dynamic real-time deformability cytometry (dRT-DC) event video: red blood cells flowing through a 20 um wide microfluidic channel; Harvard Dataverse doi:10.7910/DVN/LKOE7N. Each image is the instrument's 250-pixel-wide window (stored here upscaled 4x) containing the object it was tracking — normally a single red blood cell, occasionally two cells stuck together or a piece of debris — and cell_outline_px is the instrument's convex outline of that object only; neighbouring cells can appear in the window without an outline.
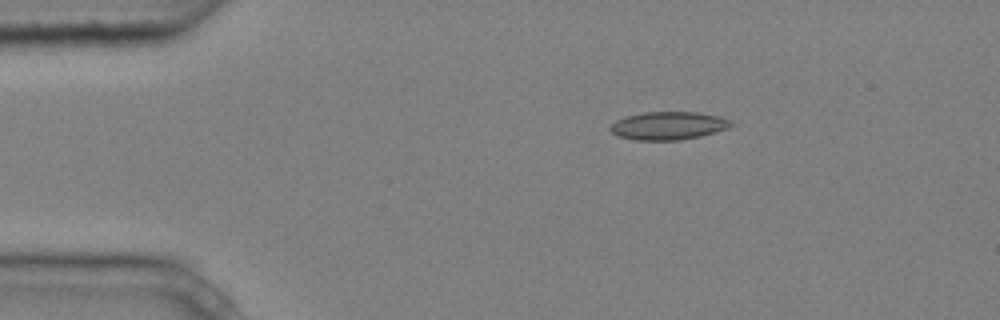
{"species": "common noctule bat (a hibernating species)", "species_latin": "Nyctalus noctula", "temperature_condition": "cold", "stored_images_in_passage": 5, "camera_frame_rate_fps": 3000, "um_per_image_px": 0.085, "animal": {"sex": "male", "body_mass_g": 20.4}, "frame": {"image": 1, "passage_image": 2, "time_ms": 0.333, "image_size_px": [1000, 320], "cell_outline_px": [[736, 124], [728, 128], [700, 136], [680, 140], [636, 140], [616, 136], [608, 128], [616, 120], [628, 116], [644, 112], [696, 112], [720, 116], [732, 120]], "centroid_in_image_um": [56.83, 10.68], "position_along_channel_um": 28.2, "area_um2": 19.83}}
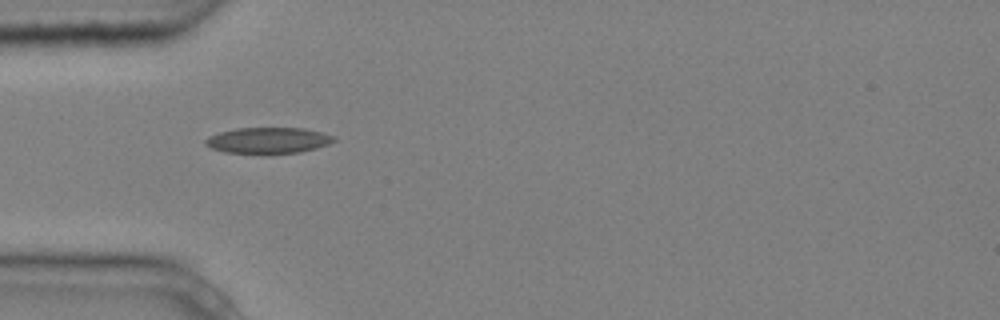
{"frame": {"image": 2, "passage_image": 4, "time_ms": 1.0, "image_size_px": [1000, 320], "cell_outline_px": [[336, 140], [328, 144], [316, 148], [300, 152], [224, 152], [212, 148], [204, 144], [204, 140], [208, 136], [220, 132], [236, 128], [304, 128], [336, 136]], "centroid_in_image_um": [22.8, 11.91], "position_along_channel_um": 62.2, "area_um2": 19.07}}
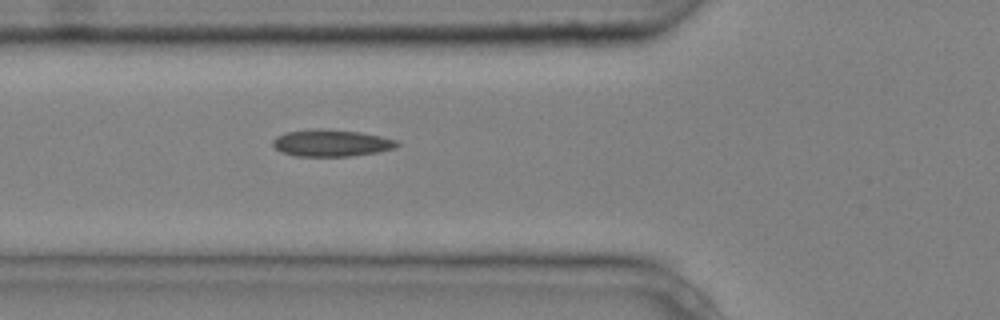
{"frame": {"image": 3, "passage_image": 5, "time_ms": 1.333, "image_size_px": [1000, 320], "cell_outline_px": [[400, 144], [396, 148], [376, 152], [348, 156], [296, 156], [280, 152], [272, 144], [272, 140], [276, 136], [284, 132], [320, 128], [360, 132], [380, 136], [396, 140]], "centroid_in_image_um": [28.13, 12.15], "position_along_channel_um": 97.7, "area_um2": 19.48}}